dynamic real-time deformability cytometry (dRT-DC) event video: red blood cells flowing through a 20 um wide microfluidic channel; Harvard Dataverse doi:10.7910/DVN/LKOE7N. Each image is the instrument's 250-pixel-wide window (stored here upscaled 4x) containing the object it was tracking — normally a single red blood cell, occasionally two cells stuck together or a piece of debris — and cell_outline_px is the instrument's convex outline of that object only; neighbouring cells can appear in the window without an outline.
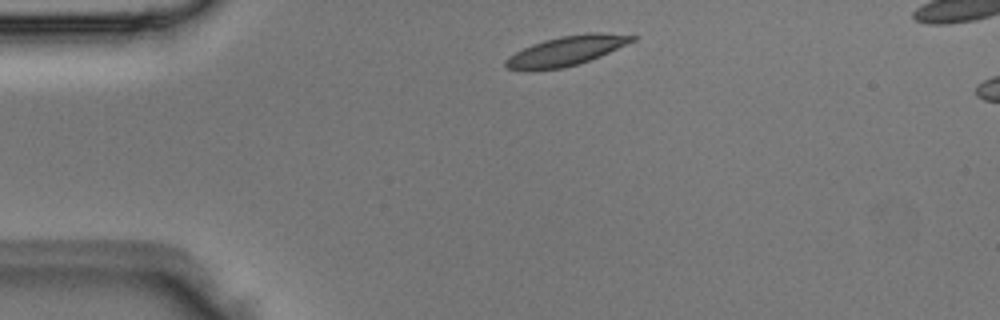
{"species": "Egyptian fruit bat (a non-hibernating species)", "species_latin": "Rousettus aegyptiacus", "temperature_condition": "room temperature", "stored_images_in_passage": 3, "camera_frame_rate_fps": 3000, "um_per_image_px": 0.085, "animal": {"sex": "male"}, "frame": {"image": 1, "passage_image": 1, "time_ms": 0.0, "image_size_px": [1000, 320], "cell_outline_px": [[640, 36], [636, 40], [600, 56], [576, 64], [560, 68], [532, 72], [524, 72], [508, 68], [504, 64], [504, 60], [508, 56], [532, 44], [544, 40], [560, 36], [592, 32], [600, 32]], "centroid_in_image_um": [48.1, 4.33], "position_along_channel_um": 36.9, "area_um2": 22.02}}